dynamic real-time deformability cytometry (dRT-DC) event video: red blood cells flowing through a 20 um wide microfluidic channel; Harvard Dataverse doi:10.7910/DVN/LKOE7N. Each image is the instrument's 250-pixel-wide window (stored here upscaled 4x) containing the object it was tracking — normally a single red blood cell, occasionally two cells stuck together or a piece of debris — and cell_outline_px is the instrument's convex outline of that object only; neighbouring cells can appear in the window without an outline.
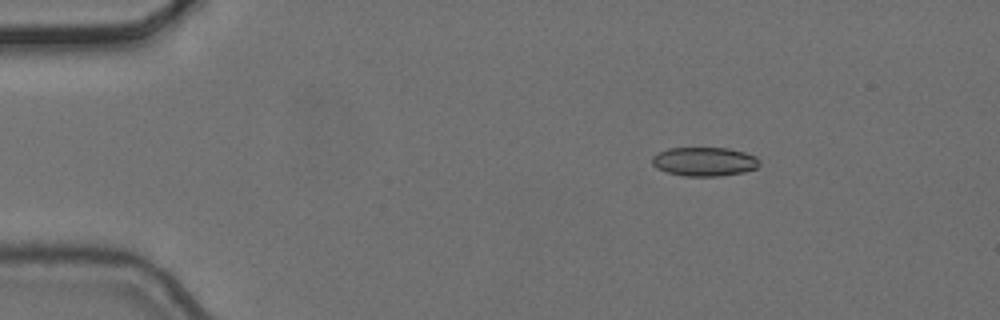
{"species": "common noctule bat (a hibernating species)", "species_latin": "Nyctalus noctula", "temperature_condition": "cold", "stored_images_in_passage": 4, "camera_frame_rate_fps": 3000, "um_per_image_px": 0.085, "animal": {"sex": "female", "body_mass_g": 24.6, "forearm_length_mm": 56.2}, "frame": {"image": 1, "passage_image": 1, "time_ms": 0.0, "image_size_px": [1000, 320], "cell_outline_px": [[760, 164], [756, 168], [744, 172], [720, 176], [684, 176], [668, 172], [656, 168], [652, 164], [652, 156], [668, 148], [728, 148], [744, 152], [756, 156], [760, 160]], "centroid_in_image_um": [59.89, 13.74], "position_along_channel_um": 25.1, "area_um2": 18.15}}
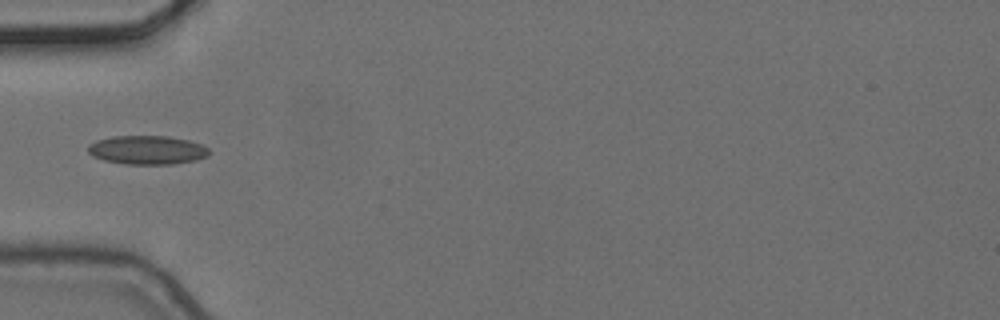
{"frame": {"image": 2, "passage_image": 4, "time_ms": 1.0, "image_size_px": [1000, 320], "cell_outline_px": [[212, 152], [208, 156], [196, 160], [172, 164], [124, 164], [104, 160], [92, 156], [88, 152], [88, 144], [96, 140], [112, 136], [168, 136], [188, 140], [200, 144], [208, 148]], "centroid_in_image_um": [12.51, 12.75], "position_along_channel_um": 72.5, "area_um2": 20.46}}